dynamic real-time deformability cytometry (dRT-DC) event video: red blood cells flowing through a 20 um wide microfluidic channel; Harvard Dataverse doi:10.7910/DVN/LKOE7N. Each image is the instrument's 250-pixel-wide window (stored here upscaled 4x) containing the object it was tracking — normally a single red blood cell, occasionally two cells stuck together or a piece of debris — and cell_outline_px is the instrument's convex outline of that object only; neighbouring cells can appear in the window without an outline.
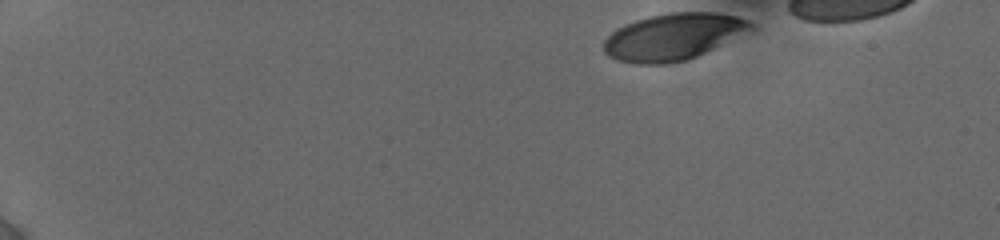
{"species": "human", "species_latin": "Homo sapiens", "temperature_condition": "cold", "stored_images_in_passage": 25, "camera_frame_rate_fps": 3000, "um_per_image_px": 0.085, "donor": {"sex": "female"}, "frame": {"image": 1, "passage_image": 1, "time_ms": 0.0, "image_size_px": [1000, 240], "cell_outline_px": [[756, 28], [696, 56], [684, 60], [664, 64], [632, 64], [616, 60], [608, 56], [604, 52], [604, 40], [616, 28], [624, 24], [648, 16], [672, 12], [716, 12], [736, 16], [748, 20]], "centroid_in_image_um": [57.19, 3.12], "position_along_channel_um": 27.8, "area_um2": 39.94}}
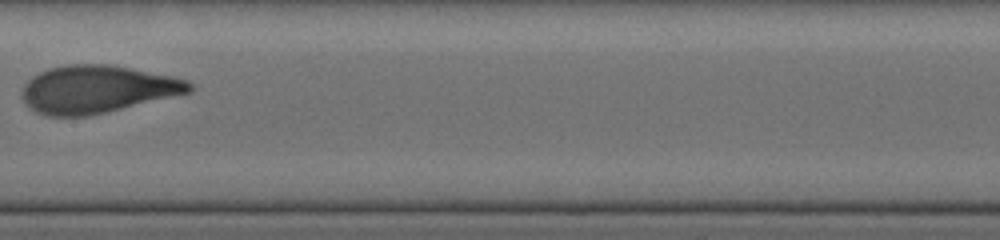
{"frame": {"image": 2, "passage_image": 16, "time_ms": 7.667, "image_size_px": [1000, 240], "cell_outline_px": [[196, 84], [192, 92], [88, 116], [48, 116], [36, 112], [20, 96], [20, 92], [24, 84], [32, 76], [48, 68], [64, 64], [108, 64], [172, 76], [188, 80]], "centroid_in_image_um": [8.26, 7.57], "position_along_channel_um": 199.1, "area_um2": 46.53}}
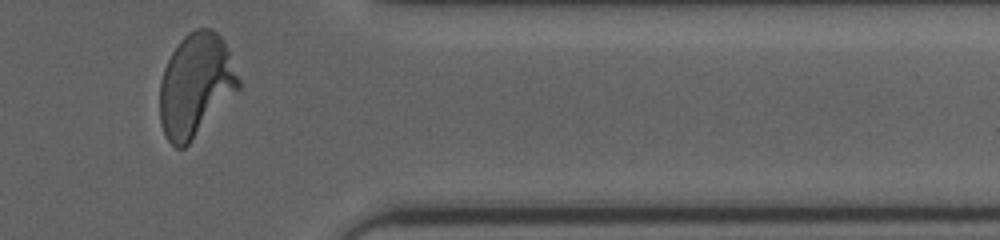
{"frame": {"image": 3, "passage_image": 25, "time_ms": 13.0, "image_size_px": [1000, 240], "cell_outline_px": [[240, 88], [188, 144], [184, 148], [176, 148], [168, 140], [164, 132], [160, 120], [160, 80], [164, 68], [172, 52], [180, 40], [188, 32], [196, 28], [212, 28], [224, 40], [228, 48], [240, 80]], "centroid_in_image_um": [16.64, 7.21], "position_along_channel_um": 394.8, "area_um2": 47.16}, "authors_computed_cell_mechanics": {"area_um2": 45.1996, "velocity_mm_per_s": 3.8275, "shape_relaxation_time_tau1_ms": 8.3957, "shape_relaxation_time_tau2_ms": null, "deformation_change_tau1": 0.2551, "deformation_change_tau2": null}}